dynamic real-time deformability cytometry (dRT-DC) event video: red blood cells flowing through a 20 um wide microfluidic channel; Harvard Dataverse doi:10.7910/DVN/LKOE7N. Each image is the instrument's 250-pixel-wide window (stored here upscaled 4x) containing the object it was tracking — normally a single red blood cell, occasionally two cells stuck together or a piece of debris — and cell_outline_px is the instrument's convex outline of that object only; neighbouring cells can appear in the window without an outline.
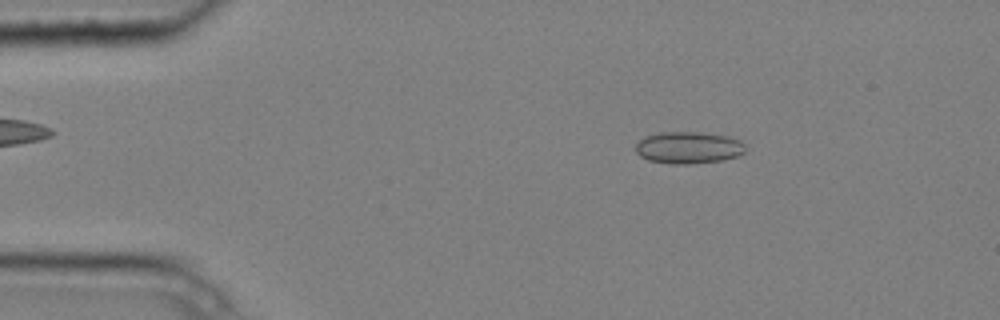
{"species": "common noctule bat (a hibernating species)", "species_latin": "Nyctalus noctula", "temperature_condition": "cold", "stored_images_in_passage": 3, "camera_frame_rate_fps": 3000, "um_per_image_px": 0.085, "animal": {"sex": "male", "body_mass_g": 20.4}, "frame": {"image": 1, "passage_image": 1, "time_ms": 0.0, "image_size_px": [1000, 320], "cell_outline_px": [[744, 152], [736, 156], [720, 160], [688, 164], [672, 164], [648, 160], [640, 156], [636, 152], [636, 144], [644, 136], [660, 132], [700, 132], [728, 136], [740, 140], [744, 144]], "centroid_in_image_um": [58.49, 12.54], "position_along_channel_um": 26.5, "area_um2": 20.35}}
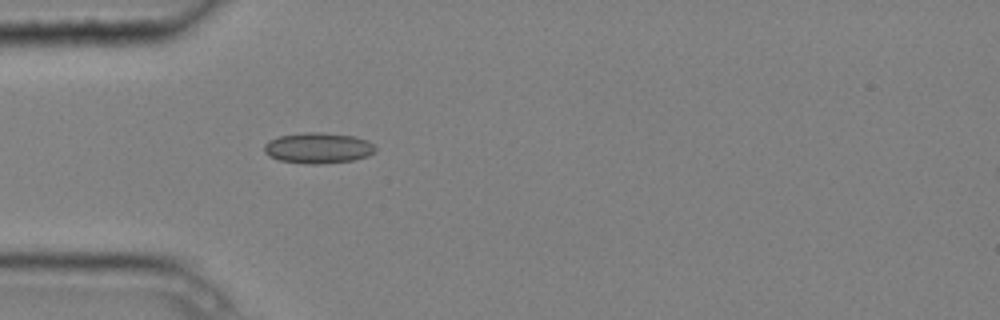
{"frame": {"image": 2, "passage_image": 3, "time_ms": 0.667, "image_size_px": [1000, 320], "cell_outline_px": [[376, 152], [368, 156], [352, 160], [316, 164], [308, 164], [280, 160], [268, 156], [264, 152], [264, 144], [268, 140], [280, 136], [304, 132], [320, 132], [356, 136], [368, 140], [376, 148]], "centroid_in_image_um": [27.04, 12.57], "position_along_channel_um": 58.0, "area_um2": 20.0}}